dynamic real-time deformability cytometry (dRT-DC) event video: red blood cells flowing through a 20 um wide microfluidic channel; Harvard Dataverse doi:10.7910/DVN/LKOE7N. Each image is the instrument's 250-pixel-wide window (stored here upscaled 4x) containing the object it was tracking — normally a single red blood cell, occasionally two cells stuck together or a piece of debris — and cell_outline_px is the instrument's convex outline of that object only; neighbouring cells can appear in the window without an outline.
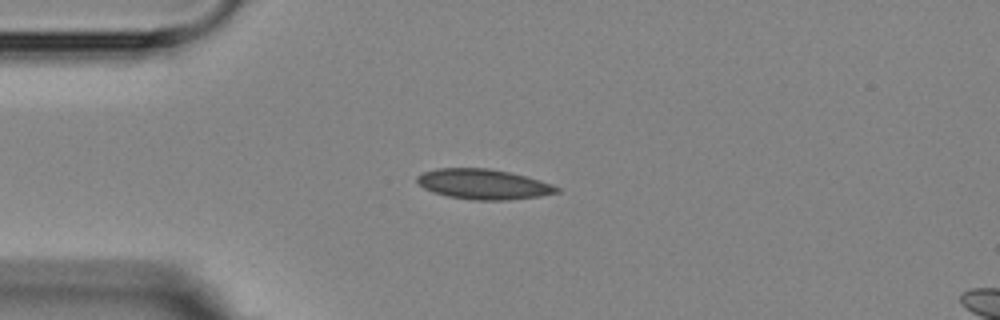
{"species": "Egyptian fruit bat (a non-hibernating species)", "species_latin": "Rousettus aegyptiacus", "temperature_condition": "room temperature", "stored_images_in_passage": 7, "camera_frame_rate_fps": 3000, "um_per_image_px": 0.085, "animal": {"sex": "female"}, "frame": {"image": 1, "passage_image": 1, "time_ms": 0.0, "image_size_px": [1000, 320], "cell_outline_px": [[560, 192], [540, 196], [508, 200], [472, 200], [448, 196], [432, 192], [424, 188], [416, 180], [416, 176], [424, 172], [436, 168], [488, 168], [508, 172], [540, 180], [552, 184], [560, 188]], "centroid_in_image_um": [41.09, 15.66], "position_along_channel_um": 43.9, "area_um2": 24.51}}
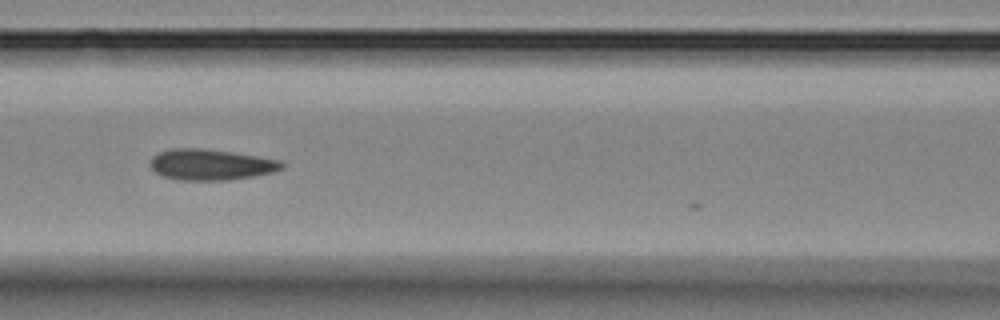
{"frame": {"image": 2, "passage_image": 4, "time_ms": 3.333, "image_size_px": [1000, 320], "cell_outline_px": [[284, 168], [272, 172], [252, 176], [224, 180], [180, 180], [164, 176], [156, 172], [148, 164], [152, 156], [160, 152], [172, 148], [200, 148], [232, 152], [260, 156], [280, 160], [284, 164]], "centroid_in_image_um": [17.91, 13.98], "position_along_channel_um": 148.7, "area_um2": 23.64}}
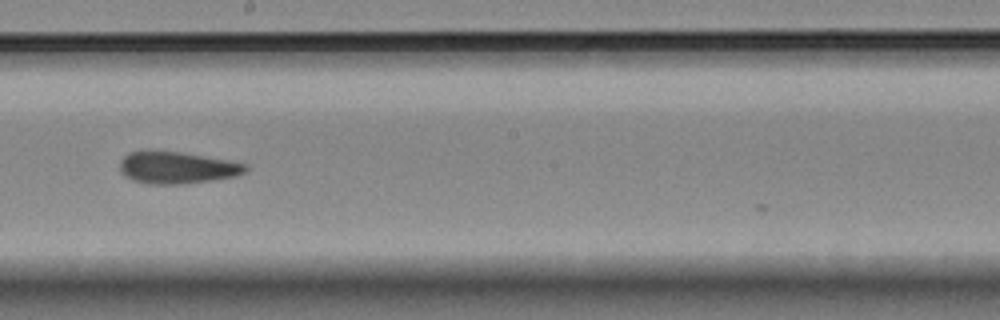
{"frame": {"image": 3, "passage_image": 6, "time_ms": 5.667, "image_size_px": [1000, 320], "cell_outline_px": [[248, 168], [244, 172], [232, 176], [212, 180], [180, 184], [148, 184], [132, 180], [124, 176], [120, 172], [120, 160], [128, 152], [180, 152], [228, 160], [248, 164]], "centroid_in_image_um": [15.02, 14.26], "position_along_channel_um": 233.2, "area_um2": 23.06}}